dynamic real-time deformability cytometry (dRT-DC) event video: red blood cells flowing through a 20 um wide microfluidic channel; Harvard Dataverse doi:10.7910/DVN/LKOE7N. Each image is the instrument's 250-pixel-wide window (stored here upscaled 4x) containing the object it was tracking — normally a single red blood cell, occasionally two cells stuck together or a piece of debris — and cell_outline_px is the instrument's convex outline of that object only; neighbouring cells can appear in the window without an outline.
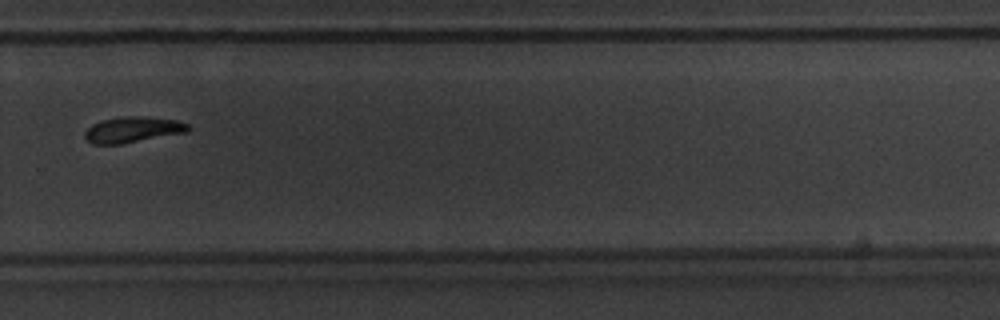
{"species": "common noctule bat (a hibernating species)", "species_latin": "Nyctalus noctula", "temperature_condition": "warm", "stored_images_in_passage": 11, "camera_frame_rate_fps": 3000, "um_per_image_px": 0.085, "animal": {"sex": "male", "body_mass_g": 20.1, "forearm_length_mm": 53.5}, "frame": {"image": 1, "passage_image": 11, "time_ms": 3.333, "image_size_px": [1000, 320], "cell_outline_px": [[192, 128], [188, 132], [120, 144], [92, 144], [84, 136], [84, 132], [92, 124], [100, 120], [124, 116], [144, 116], [176, 120], [188, 124]], "centroid_in_image_um": [11.29, 11.01], "position_along_channel_um": 318.5, "area_um2": 15.61}}